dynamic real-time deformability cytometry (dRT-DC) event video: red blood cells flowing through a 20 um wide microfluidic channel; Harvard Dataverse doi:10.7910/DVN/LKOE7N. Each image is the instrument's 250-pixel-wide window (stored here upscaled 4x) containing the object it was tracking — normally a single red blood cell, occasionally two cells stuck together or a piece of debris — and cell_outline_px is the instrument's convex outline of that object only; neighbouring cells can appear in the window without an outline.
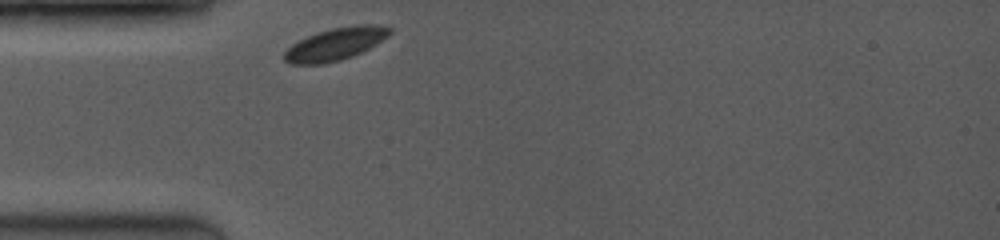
{"species": "common noctule bat (a hibernating species)", "species_latin": "Nyctalus noctula", "temperature_condition": "room temperature", "stored_images_in_passage": 1, "camera_frame_rate_fps": 3500, "um_per_image_px": 0.085, "animal": {"sex": "female", "body_mass_g": 19.0, "forearm_length_mm": 53.3}, "frame": {"image": 1, "passage_image": 1, "time_ms": 0.0, "image_size_px": [1000, 240], "cell_outline_px": [[392, 32], [388, 36], [376, 44], [352, 56], [340, 60], [324, 64], [288, 64], [284, 60], [284, 52], [292, 44], [308, 36], [332, 28], [356, 24], [372, 24], [392, 28]], "centroid_in_image_um": [28.51, 3.74], "position_along_channel_um": 56.5, "area_um2": 19.77}}